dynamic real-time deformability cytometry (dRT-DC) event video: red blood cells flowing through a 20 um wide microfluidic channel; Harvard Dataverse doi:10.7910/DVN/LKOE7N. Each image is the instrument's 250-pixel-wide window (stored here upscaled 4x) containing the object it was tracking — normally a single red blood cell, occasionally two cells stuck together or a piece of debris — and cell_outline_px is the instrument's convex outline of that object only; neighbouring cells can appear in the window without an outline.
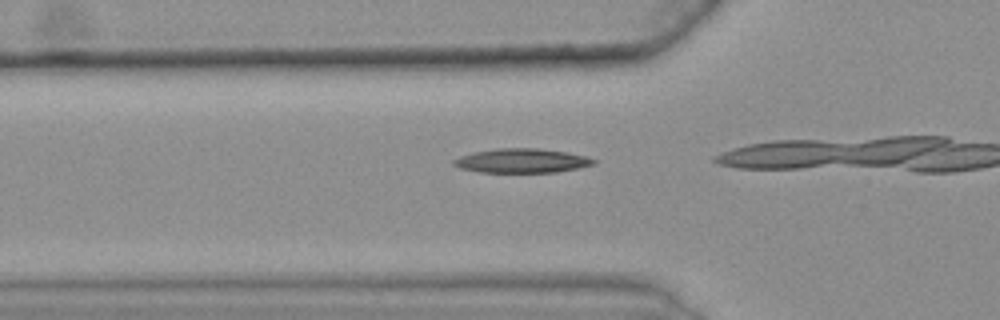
{"species": "common noctule bat (a hibernating species)", "species_latin": "Nyctalus noctula", "temperature_condition": "warm", "stored_images_in_passage": 7, "camera_frame_rate_fps": 3000, "um_per_image_px": 0.085, "animal": {"sex": "female", "body_mass_g": 25.1}, "frame": {"image": 1, "passage_image": 3, "time_ms": 0.667, "image_size_px": [1000, 320], "cell_outline_px": [[596, 164], [556, 172], [480, 172], [460, 168], [452, 164], [452, 160], [460, 156], [476, 152], [496, 148], [540, 148], [568, 152], [584, 156], [596, 160]], "centroid_in_image_um": [44.35, 13.66], "position_along_channel_um": 81.5, "area_um2": 19.65}}